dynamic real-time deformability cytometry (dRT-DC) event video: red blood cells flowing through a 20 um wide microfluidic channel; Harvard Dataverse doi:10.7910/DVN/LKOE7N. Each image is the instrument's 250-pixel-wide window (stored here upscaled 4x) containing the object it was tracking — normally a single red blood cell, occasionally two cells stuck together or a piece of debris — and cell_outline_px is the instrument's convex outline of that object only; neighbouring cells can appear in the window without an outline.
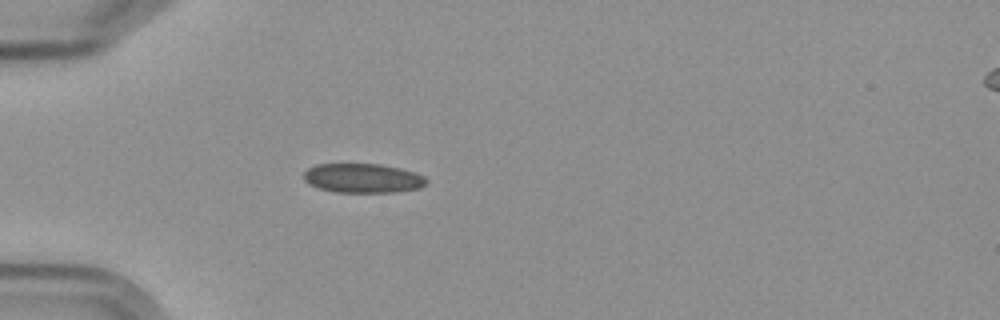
{"species": "Egyptian fruit bat (a non-hibernating species)", "species_latin": "Rousettus aegyptiacus", "temperature_condition": "cold", "stored_images_in_passage": 5, "camera_frame_rate_fps": 3000, "um_per_image_px": 0.085, "frame": {"image": 1, "passage_image": 5, "time_ms": 4.667, "image_size_px": [1000, 320], "cell_outline_px": [[428, 184], [420, 188], [396, 192], [332, 192], [308, 184], [304, 180], [304, 172], [308, 168], [316, 164], [380, 164], [400, 168], [416, 172], [424, 176], [428, 180]], "centroid_in_image_um": [30.87, 15.15], "position_along_channel_um": 54.1, "area_um2": 21.15}}